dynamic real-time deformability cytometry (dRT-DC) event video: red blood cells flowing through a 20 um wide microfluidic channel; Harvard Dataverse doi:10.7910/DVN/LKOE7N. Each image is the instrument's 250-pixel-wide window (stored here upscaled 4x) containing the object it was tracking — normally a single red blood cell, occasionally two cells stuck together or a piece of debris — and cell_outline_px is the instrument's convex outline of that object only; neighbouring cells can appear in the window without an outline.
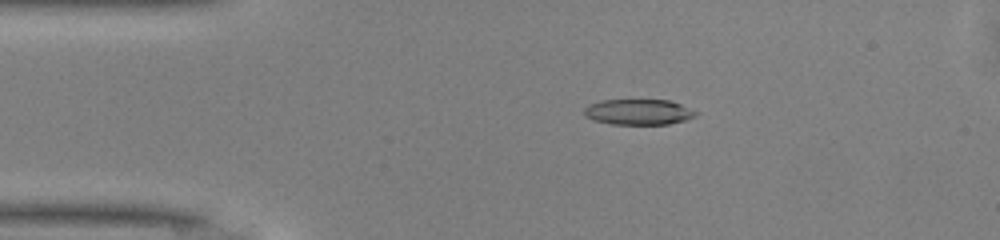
{"species": "common noctule bat (a hibernating species)", "species_latin": "Nyctalus noctula", "temperature_condition": "warm", "stored_images_in_passage": 48, "camera_frame_rate_fps": 3000, "um_per_image_px": 0.085, "animal": {"sex": "male", "body_mass_g": 13.0, "forearm_length_mm": 53.1}, "frame": {"image": 1, "passage_image": 9, "time_ms": 2.667, "image_size_px": [1000, 240], "cell_outline_px": [[700, 112], [696, 116], [684, 120], [668, 124], [612, 124], [592, 120], [584, 116], [584, 108], [588, 104], [600, 100], [668, 100], [680, 104]], "centroid_in_image_um": [54.25, 9.51], "position_along_channel_um": 30.8, "area_um2": 16.76}}
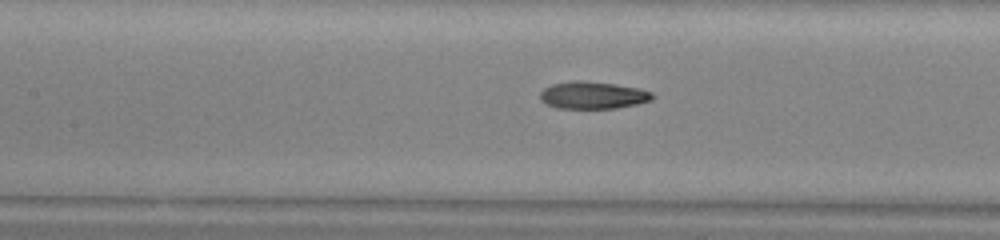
{"frame": {"image": 2, "passage_image": 21, "time_ms": 6.667, "image_size_px": [1000, 240], "cell_outline_px": [[656, 96], [652, 100], [636, 104], [616, 108], [556, 108], [544, 104], [540, 100], [540, 92], [544, 88], [552, 84], [572, 80], [580, 80], [616, 84], [640, 88], [652, 92]], "centroid_in_image_um": [50.39, 8.09], "position_along_channel_um": 157.0, "area_um2": 18.09}}
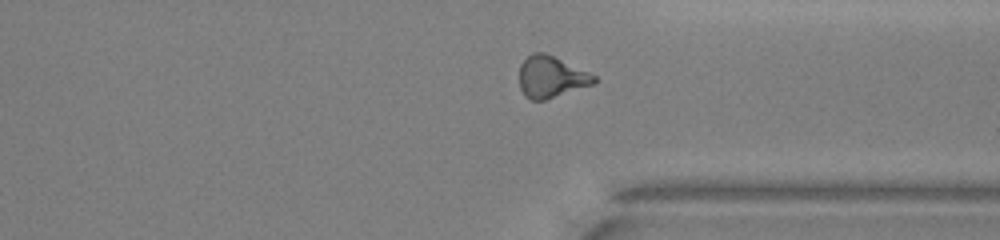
{"frame": {"image": 3, "passage_image": 36, "time_ms": 11.667, "image_size_px": [1000, 240], "cell_outline_px": [[596, 80], [592, 84], [544, 100], [532, 100], [524, 96], [520, 88], [520, 64], [532, 52], [544, 52], [588, 72], [596, 76]], "centroid_in_image_um": [46.8, 6.53], "position_along_channel_um": 364.6, "area_um2": 17.74}, "authors_computed_cell_mechanics": {"area_um2": 17.7446, "velocity_mm_per_s": 4.1884, "shape_relaxation_time_tau1_ms": 5.5284, "shape_relaxation_time_tau2_ms": 3.7763, "deformation_change_tau1": 0.2003, "deformation_change_tau2": 0.111}}